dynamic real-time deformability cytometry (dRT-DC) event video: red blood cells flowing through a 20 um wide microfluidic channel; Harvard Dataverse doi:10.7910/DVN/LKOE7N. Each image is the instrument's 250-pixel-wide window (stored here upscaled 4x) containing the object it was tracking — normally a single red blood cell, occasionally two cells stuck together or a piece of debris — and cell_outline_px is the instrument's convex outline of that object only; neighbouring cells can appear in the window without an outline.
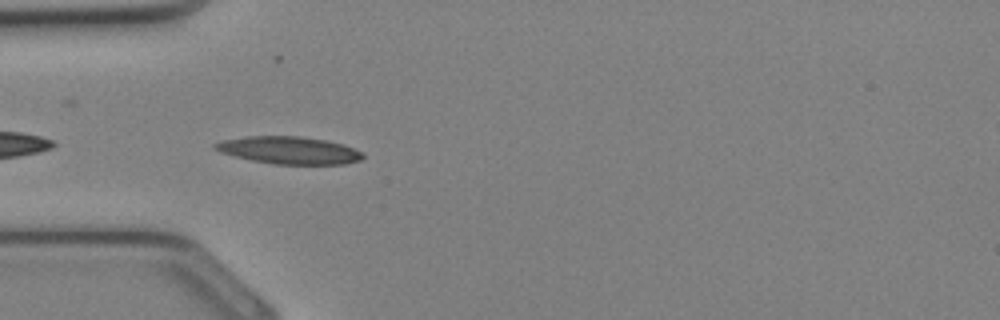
{"species": "Egyptian fruit bat (a non-hibernating species)", "species_latin": "Rousettus aegyptiacus", "temperature_condition": "cold", "stored_images_in_passage": 32, "camera_frame_rate_fps": 3000, "um_per_image_px": 0.085, "animal": {"sex": "female"}, "frame": {"image": 1, "passage_image": 8, "time_ms": 2.333, "image_size_px": [1000, 320], "cell_outline_px": [[364, 156], [360, 160], [344, 164], [276, 164], [252, 160], [220, 152], [212, 148], [212, 144], [224, 140], [244, 136], [300, 136], [324, 140], [344, 144], [364, 152]], "centroid_in_image_um": [24.58, 12.76], "position_along_channel_um": 60.4, "area_um2": 23.58}}
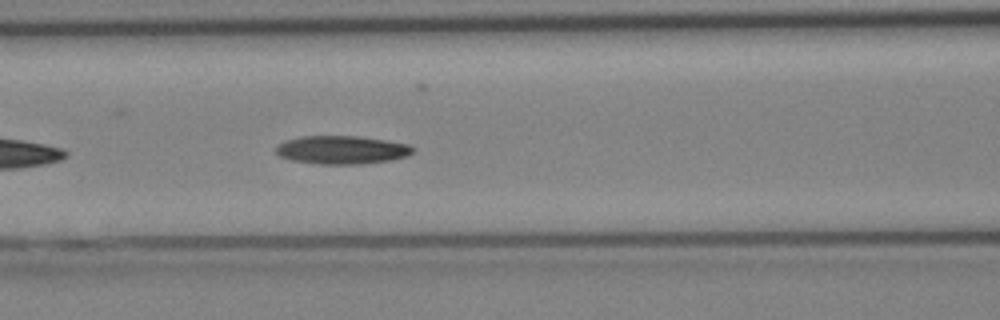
{"frame": {"image": 2, "passage_image": 12, "time_ms": 3.667, "image_size_px": [1000, 320], "cell_outline_px": [[412, 152], [408, 156], [388, 160], [360, 164], [320, 164], [292, 160], [280, 156], [276, 152], [276, 148], [284, 140], [300, 136], [360, 136], [408, 144], [412, 148]], "centroid_in_image_um": [29.02, 12.73], "position_along_channel_um": 137.6, "area_um2": 22.37}}
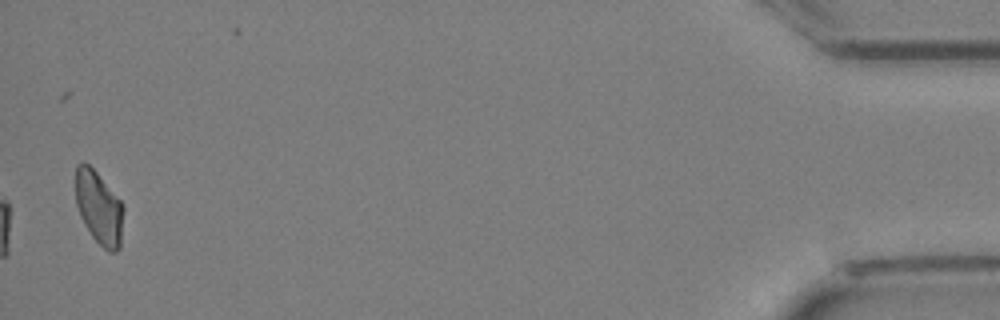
{"frame": {"image": 3, "passage_image": 31, "time_ms": 10.0, "image_size_px": [1000, 320], "cell_outline_px": [[124, 208], [120, 248], [116, 252], [108, 252], [92, 236], [80, 216], [76, 204], [76, 164], [84, 160], [96, 172], [120, 200]], "centroid_in_image_um": [8.41, 17.66], "position_along_channel_um": 426.8, "area_um2": 20.35}}